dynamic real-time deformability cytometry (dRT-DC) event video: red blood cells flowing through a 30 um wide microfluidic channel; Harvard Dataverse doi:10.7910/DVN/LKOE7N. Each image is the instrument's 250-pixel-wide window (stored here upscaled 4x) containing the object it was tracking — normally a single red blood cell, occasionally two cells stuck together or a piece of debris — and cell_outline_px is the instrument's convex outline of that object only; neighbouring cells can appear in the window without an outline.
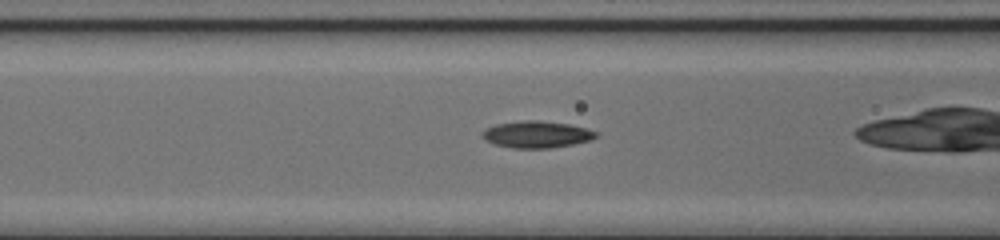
{"species": "common noctule bat (a hibernating species)", "species_latin": "Nyctalus noctula", "temperature_condition": "cold", "stored_images_in_passage": 28, "camera_frame_rate_fps": 3000, "um_per_image_px": 0.085, "animal": {"sex": "female", "body_mass_g": 17.0, "forearm_length_mm": 48.0}, "frame": {"image": 1, "passage_image": 9, "time_ms": 2.667, "image_size_px": [1000, 240], "cell_outline_px": [[600, 136], [592, 140], [572, 144], [548, 148], [512, 148], [496, 144], [484, 140], [484, 132], [488, 128], [496, 124], [528, 120], [536, 120], [568, 124], [584, 128], [596, 132]], "centroid_in_image_um": [45.66, 11.43], "position_along_channel_um": 120.9, "area_um2": 17.4}}
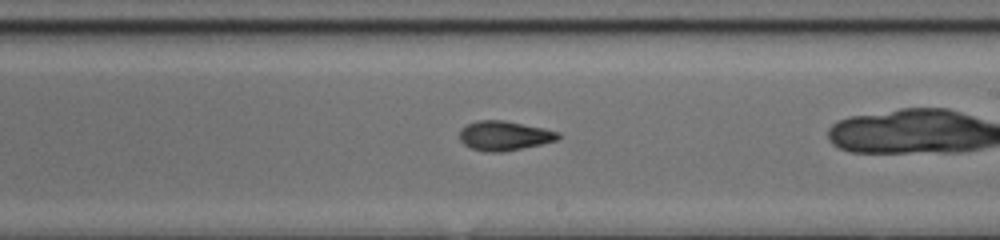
{"frame": {"image": 2, "passage_image": 18, "time_ms": 5.667, "image_size_px": [1000, 240], "cell_outline_px": [[560, 136], [556, 140], [540, 144], [504, 152], [484, 152], [472, 148], [464, 144], [460, 140], [460, 128], [476, 120], [504, 120], [544, 128], [560, 132]], "centroid_in_image_um": [42.85, 11.53], "position_along_channel_um": 246.2, "area_um2": 16.94}}
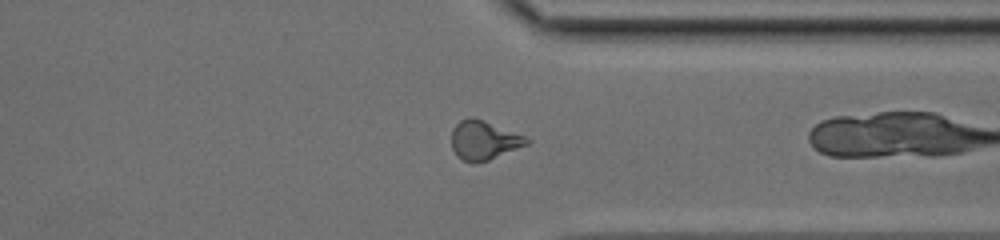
{"frame": {"image": 3, "passage_image": 27, "time_ms": 8.667, "image_size_px": [1000, 240], "cell_outline_px": [[532, 140], [528, 144], [488, 160], [476, 164], [472, 164], [460, 160], [456, 156], [452, 148], [452, 128], [460, 120], [468, 116], [472, 116], [484, 120], [524, 136]], "centroid_in_image_um": [41.08, 11.93], "position_along_channel_um": 370.3, "area_um2": 17.28}}